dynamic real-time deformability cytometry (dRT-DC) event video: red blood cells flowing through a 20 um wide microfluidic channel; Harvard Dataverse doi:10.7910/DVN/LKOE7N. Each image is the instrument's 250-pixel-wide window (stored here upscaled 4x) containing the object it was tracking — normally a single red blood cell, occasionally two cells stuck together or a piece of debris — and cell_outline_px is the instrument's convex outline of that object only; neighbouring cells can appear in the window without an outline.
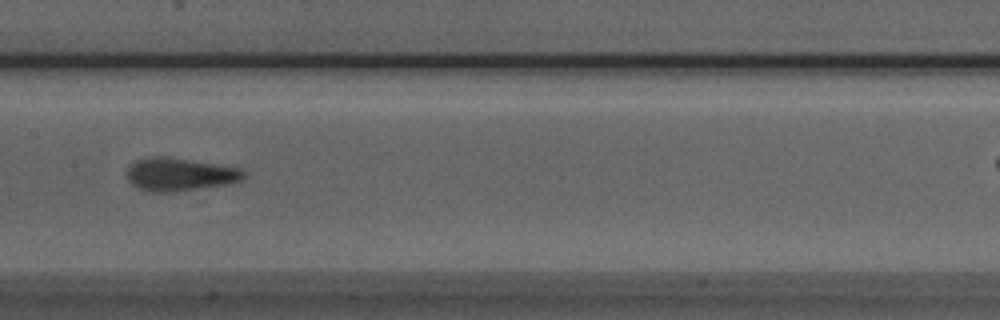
{"species": "Egyptian fruit bat (a non-hibernating species)", "species_latin": "Rousettus aegyptiacus", "temperature_condition": "room temperature", "stored_images_in_passage": 8, "segment_of_instrument_passage": [1, 2], "camera_frame_rate_fps": 3000, "um_per_image_px": 0.085, "animal": {"sex": "male"}, "frame": {"image": 1, "passage_image": 5, "time_ms": 1.333, "image_size_px": [1000, 320], "cell_outline_px": [[248, 176], [244, 180], [228, 184], [176, 192], [148, 192], [132, 184], [128, 180], [128, 168], [136, 160], [148, 156], [168, 156], [240, 168], [248, 172]], "centroid_in_image_um": [15.34, 14.82], "position_along_channel_um": 192.1, "area_um2": 22.83}}
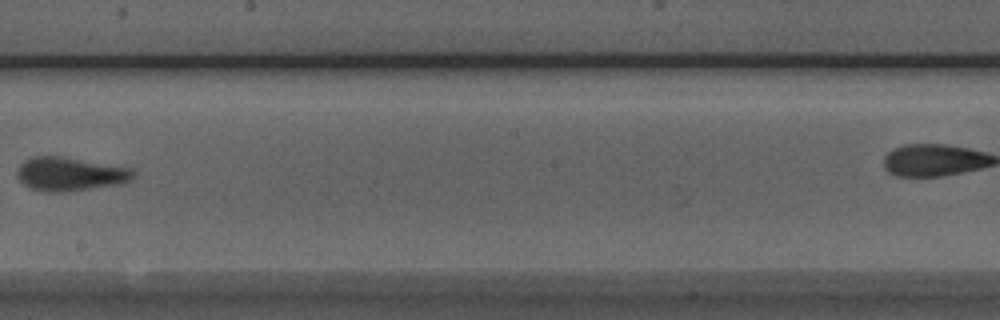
{"frame": {"image": 2, "passage_image": 6, "time_ms": 1.667, "image_size_px": [1000, 320], "cell_outline_px": [[136, 176], [132, 180], [120, 184], [64, 192], [44, 192], [32, 188], [24, 184], [16, 176], [16, 172], [20, 164], [24, 160], [36, 156], [60, 156], [132, 168], [136, 172]], "centroid_in_image_um": [5.97, 14.79], "position_along_channel_um": 242.2, "area_um2": 22.89}}
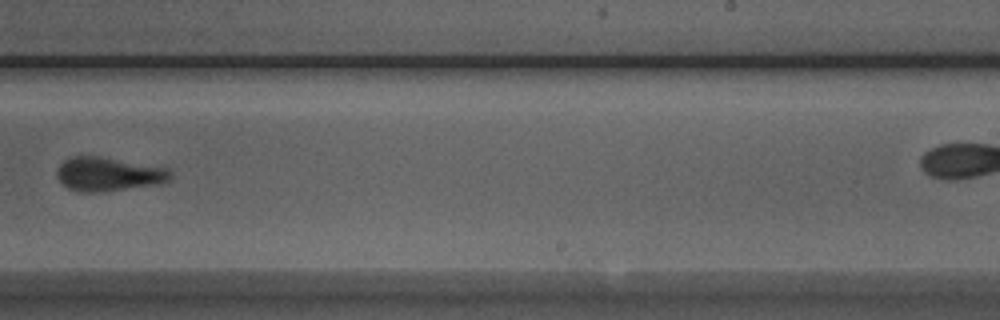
{"frame": {"image": 3, "passage_image": 7, "time_ms": 2.0, "image_size_px": [1000, 320], "cell_outline_px": [[172, 176], [168, 180], [160, 184], [100, 192], [80, 192], [68, 188], [56, 176], [56, 168], [64, 160], [72, 156], [96, 156], [168, 168], [172, 172]], "centroid_in_image_um": [9.2, 14.81], "position_along_channel_um": 279.8, "area_um2": 22.31}}